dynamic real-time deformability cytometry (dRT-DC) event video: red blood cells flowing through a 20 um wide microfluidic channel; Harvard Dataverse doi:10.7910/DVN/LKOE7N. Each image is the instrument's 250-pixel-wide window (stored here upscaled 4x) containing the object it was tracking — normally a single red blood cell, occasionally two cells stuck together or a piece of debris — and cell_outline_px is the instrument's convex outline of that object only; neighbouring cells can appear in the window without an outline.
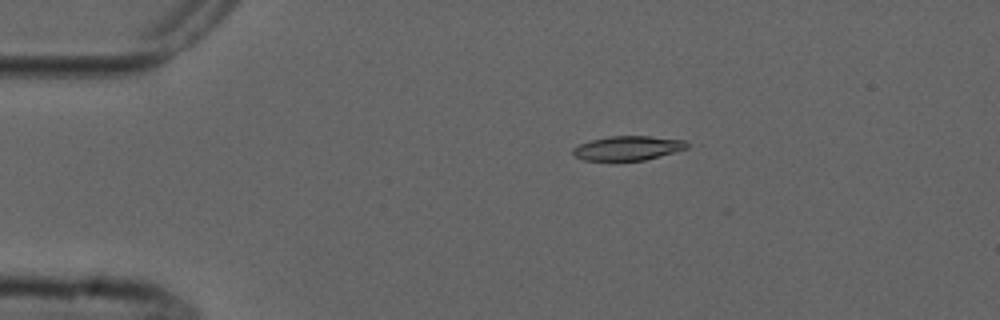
{"species": "common noctule bat (a hibernating species)", "species_latin": "Nyctalus noctula", "temperature_condition": "cold", "stored_images_in_passage": 2, "camera_frame_rate_fps": 3000, "um_per_image_px": 0.085, "animal": {"sex": "male", "forearm_length_mm": 52.5}, "frame": {"image": 1, "passage_image": 1, "time_ms": 0.0, "image_size_px": [1000, 320], "cell_outline_px": [[692, 144], [688, 148], [644, 160], [584, 160], [576, 156], [572, 152], [572, 148], [580, 144], [592, 140], [608, 136], [648, 136], [684, 140]], "centroid_in_image_um": [53.39, 12.58], "position_along_channel_um": 31.6, "area_um2": 16.01}}